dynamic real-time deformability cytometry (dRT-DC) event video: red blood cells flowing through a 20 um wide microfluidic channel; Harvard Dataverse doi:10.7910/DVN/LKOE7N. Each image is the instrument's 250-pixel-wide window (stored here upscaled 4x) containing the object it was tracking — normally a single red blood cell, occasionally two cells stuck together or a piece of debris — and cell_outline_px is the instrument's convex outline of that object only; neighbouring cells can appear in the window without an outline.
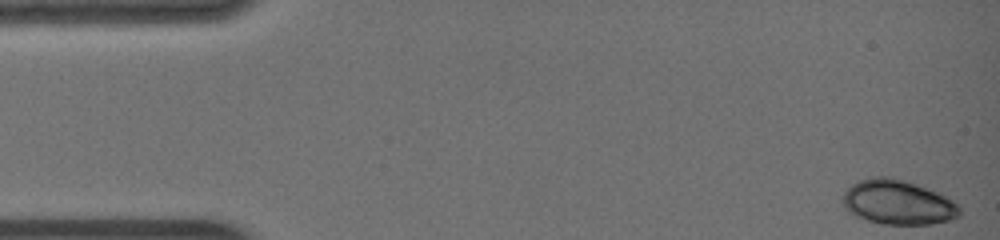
{"species": "common noctule bat (a hibernating species)", "species_latin": "Nyctalus noctula", "temperature_condition": "warm", "stored_images_in_passage": 12, "camera_frame_rate_fps": 3000, "um_per_image_px": 0.085, "animal": {"sex": "female", "body_mass_g": 19.0, "forearm_length_mm": 51.5}, "frame": {"image": 1, "passage_image": 1, "time_ms": 0.0, "image_size_px": [1000, 240], "cell_outline_px": [[960, 216], [952, 220], [932, 224], [880, 224], [856, 216], [848, 212], [844, 208], [840, 200], [840, 196], [852, 184], [868, 176], [892, 176], [940, 192], [952, 200], [960, 208]], "centroid_in_image_um": [76.29, 17.19], "position_along_channel_um": 8.7, "area_um2": 30.92}}
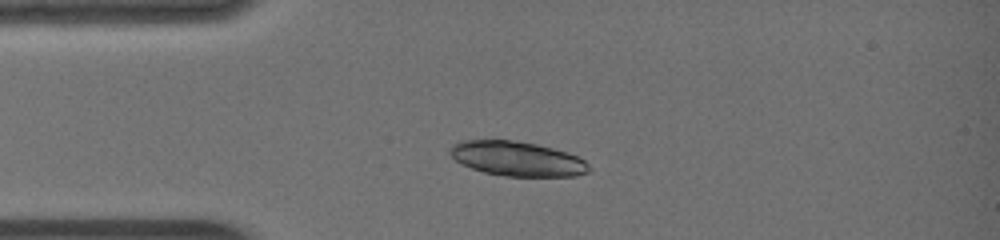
{"frame": {"image": 2, "passage_image": 10, "time_ms": 3.0, "image_size_px": [1000, 240], "cell_outline_px": [[592, 168], [588, 172], [576, 176], [504, 176], [484, 172], [460, 164], [448, 152], [448, 148], [452, 144], [460, 140], [512, 140], [536, 144], [568, 152], [584, 160]], "centroid_in_image_um": [43.93, 13.49], "position_along_channel_um": 41.1, "area_um2": 28.15}}